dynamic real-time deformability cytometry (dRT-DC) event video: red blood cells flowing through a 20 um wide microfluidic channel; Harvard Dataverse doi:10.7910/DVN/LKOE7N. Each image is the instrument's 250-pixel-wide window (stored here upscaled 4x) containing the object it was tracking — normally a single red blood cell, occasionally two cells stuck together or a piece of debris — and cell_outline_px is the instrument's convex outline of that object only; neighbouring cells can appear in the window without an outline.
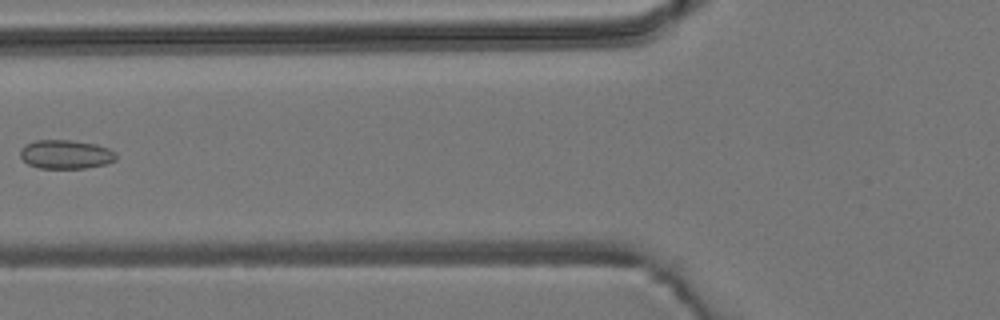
{"species": "common noctule bat (a hibernating species)", "species_latin": "Nyctalus noctula", "temperature_condition": "room temperature", "stored_images_in_passage": 3, "camera_frame_rate_fps": 3000, "um_per_image_px": 0.085, "animal": {"sex": "male", "body_mass_g": 19.2, "forearm_length_mm": 51.8}, "frame": {"image": 1, "passage_image": 3, "time_ms": 2.333, "image_size_px": [1000, 320], "cell_outline_px": [[116, 160], [104, 164], [84, 168], [40, 168], [28, 164], [20, 156], [20, 148], [24, 144], [36, 140], [68, 140], [96, 144], [108, 148], [116, 152]], "centroid_in_image_um": [5.57, 13.11], "position_along_channel_um": 120.2, "area_um2": 16.13}}